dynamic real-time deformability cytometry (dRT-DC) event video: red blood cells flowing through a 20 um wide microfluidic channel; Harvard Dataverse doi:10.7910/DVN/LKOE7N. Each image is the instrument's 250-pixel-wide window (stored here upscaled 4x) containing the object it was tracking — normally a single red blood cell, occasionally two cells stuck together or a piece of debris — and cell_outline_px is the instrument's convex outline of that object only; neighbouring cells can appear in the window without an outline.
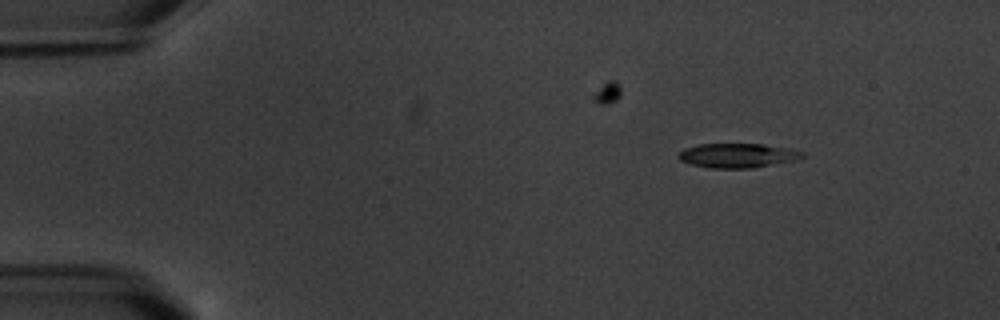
{"species": "common noctule bat (a hibernating species)", "species_latin": "Nyctalus noctula", "temperature_condition": "warm", "stored_images_in_passage": 6, "segment_of_instrument_passage": [1, 2], "camera_frame_rate_fps": 3000, "um_per_image_px": 0.085, "animal": {"sex": "male", "body_mass_g": 20.1, "forearm_length_mm": 53.5}, "frame": {"image": 1, "passage_image": 2, "time_ms": 1.333, "image_size_px": [1000, 320], "cell_outline_px": [[808, 156], [796, 160], [752, 168], [708, 168], [692, 164], [680, 160], [676, 156], [684, 148], [700, 144], [764, 144], [788, 148], [804, 152]], "centroid_in_image_um": [62.72, 13.22], "position_along_channel_um": 22.3, "area_um2": 17.69}}
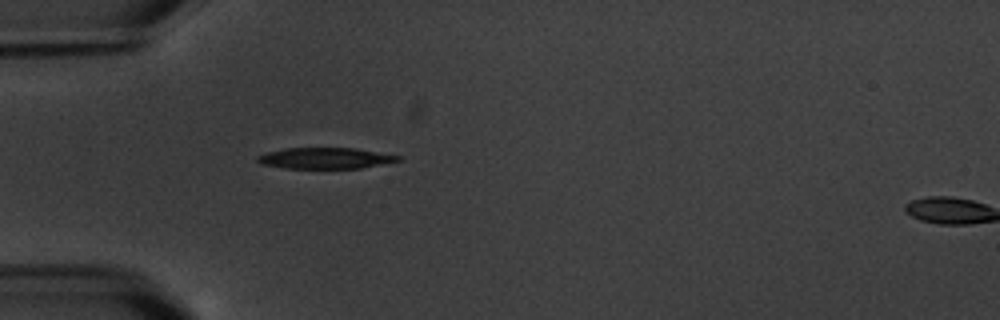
{"frame": {"image": 2, "passage_image": 5, "time_ms": 4.667, "image_size_px": [1000, 320], "cell_outline_px": [[404, 156], [400, 160], [360, 168], [284, 168], [260, 164], [256, 160], [256, 156], [268, 152], [284, 148], [356, 148]], "centroid_in_image_um": [27.64, 13.44], "position_along_channel_um": 57.4, "area_um2": 17.28}}